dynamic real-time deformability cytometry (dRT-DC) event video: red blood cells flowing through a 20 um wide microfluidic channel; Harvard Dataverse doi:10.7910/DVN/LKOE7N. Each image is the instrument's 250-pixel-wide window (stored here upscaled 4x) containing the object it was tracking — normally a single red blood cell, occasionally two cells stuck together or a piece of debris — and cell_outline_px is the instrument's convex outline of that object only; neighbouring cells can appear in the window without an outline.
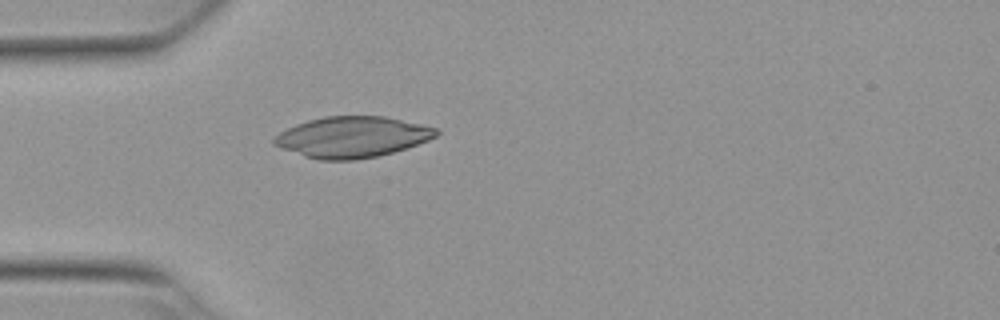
{"species": "Egyptian fruit bat (a non-hibernating species)", "species_latin": "Rousettus aegyptiacus", "temperature_condition": "warm", "stored_images_in_passage": 38, "camera_frame_rate_fps": 3000, "um_per_image_px": 0.085, "animal": {"sex": "female"}, "frame": {"image": 1, "passage_image": 1, "time_ms": 0.0, "image_size_px": [1000, 320], "cell_outline_px": [[440, 132], [436, 136], [428, 140], [392, 152], [376, 156], [356, 160], [316, 160], [280, 148], [272, 144], [272, 140], [280, 132], [296, 124], [308, 120], [324, 116], [384, 116], [440, 128]], "centroid_in_image_um": [29.92, 11.64], "position_along_channel_um": 55.1, "area_um2": 38.67}}
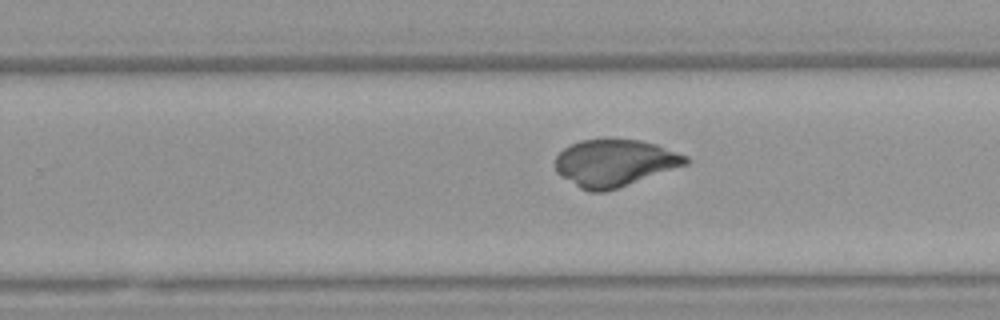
{"frame": {"image": 2, "passage_image": 19, "time_ms": 6.0, "image_size_px": [1000, 320], "cell_outline_px": [[692, 160], [688, 164], [604, 192], [588, 192], [580, 188], [560, 176], [556, 172], [556, 156], [564, 148], [580, 140], [640, 140], [656, 144], [688, 156]], "centroid_in_image_um": [52.24, 13.86], "position_along_channel_um": 277.6, "area_um2": 35.43}}
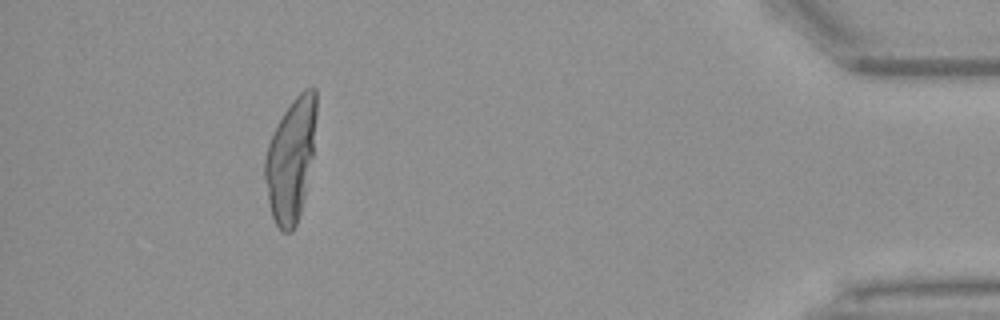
{"frame": {"image": 3, "passage_image": 34, "time_ms": 11.0, "image_size_px": [1000, 320], "cell_outline_px": [[316, 116], [312, 156], [304, 196], [300, 212], [296, 224], [292, 232], [284, 232], [276, 224], [272, 216], [268, 200], [264, 180], [264, 156], [268, 144], [284, 112], [292, 100], [304, 88], [312, 84], [316, 88]], "centroid_in_image_um": [24.71, 13.53], "position_along_channel_um": 410.5, "area_um2": 36.47}}